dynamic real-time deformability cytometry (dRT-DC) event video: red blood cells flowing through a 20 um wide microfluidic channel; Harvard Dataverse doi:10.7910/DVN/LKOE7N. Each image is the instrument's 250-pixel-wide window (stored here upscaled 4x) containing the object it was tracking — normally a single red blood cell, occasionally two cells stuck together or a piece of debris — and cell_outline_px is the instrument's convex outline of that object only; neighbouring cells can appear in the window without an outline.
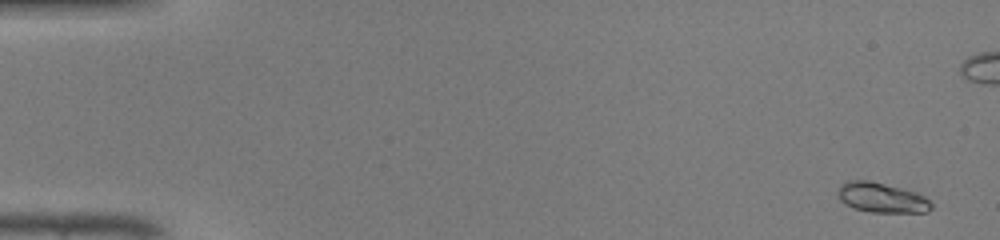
{"species": "common noctule bat (a hibernating species)", "species_latin": "Nyctalus noctula", "temperature_condition": "warm", "stored_images_in_passage": 49, "camera_frame_rate_fps": 3000, "um_per_image_px": 0.085, "animal": {"sex": "male", "body_mass_g": 19.0, "forearm_length_mm": 50.8}, "frame": {"image": 1, "passage_image": 2, "time_ms": 0.333, "image_size_px": [1000, 240], "cell_outline_px": [[932, 208], [928, 212], [872, 212], [856, 208], [844, 204], [840, 200], [836, 192], [840, 184], [848, 180], [868, 180], [916, 192], [924, 196], [932, 204]], "centroid_in_image_um": [74.91, 16.79], "position_along_channel_um": 10.1, "area_um2": 16.24}}
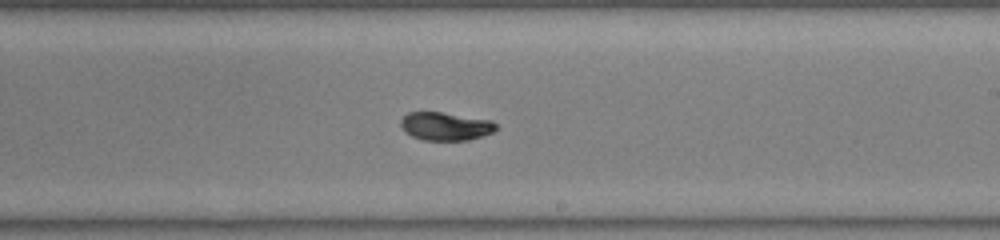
{"frame": {"image": 2, "passage_image": 29, "time_ms": 9.333, "image_size_px": [1000, 240], "cell_outline_px": [[496, 128], [492, 132], [484, 136], [468, 140], [424, 140], [412, 136], [400, 124], [400, 120], [408, 112], [440, 112], [492, 120], [496, 124]], "centroid_in_image_um": [37.89, 10.73], "position_along_channel_um": 251.1, "area_um2": 15.49}}
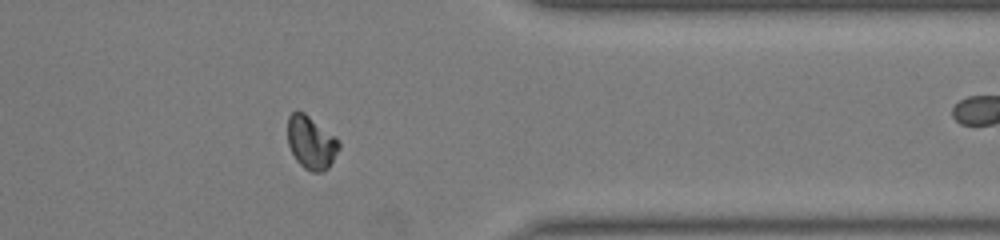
{"frame": {"image": 3, "passage_image": 39, "time_ms": 12.667, "image_size_px": [1000, 240], "cell_outline_px": [[340, 148], [328, 168], [324, 172], [312, 172], [304, 168], [296, 160], [288, 144], [288, 116], [292, 112], [304, 112], [336, 136], [340, 140]], "centroid_in_image_um": [26.47, 12.12], "position_along_channel_um": 384.9, "area_um2": 15.95}, "authors_computed_cell_mechanics": {"area_um2": 15.4904, "velocity_mm_per_s": 4.3026, "shape_relaxation_time_tau1_ms": 3.8162, "shape_relaxation_time_tau2_ms": null, "deformation_change_tau1": 0.1552, "deformation_change_tau2": null}}